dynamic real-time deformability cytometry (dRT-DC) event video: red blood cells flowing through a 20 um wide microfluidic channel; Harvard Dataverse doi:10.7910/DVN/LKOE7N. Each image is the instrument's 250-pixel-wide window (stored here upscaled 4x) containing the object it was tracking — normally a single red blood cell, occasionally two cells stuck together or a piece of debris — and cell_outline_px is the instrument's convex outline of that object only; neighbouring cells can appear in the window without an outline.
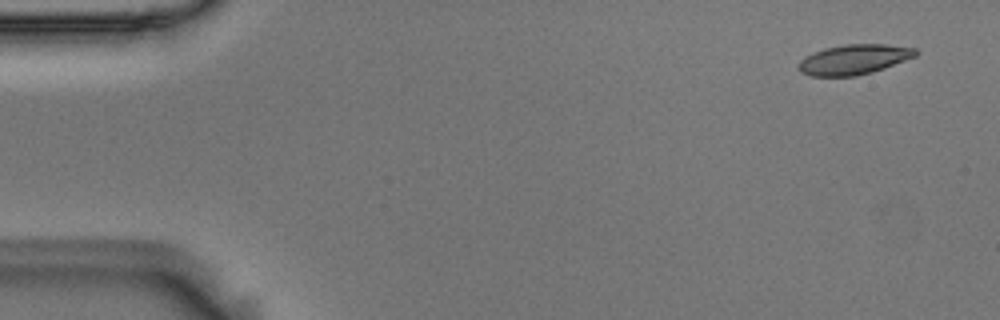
{"species": "Egyptian fruit bat (a non-hibernating species)", "species_latin": "Rousettus aegyptiacus", "temperature_condition": "room temperature", "stored_images_in_passage": 4, "camera_frame_rate_fps": 3000, "um_per_image_px": 0.085, "animal": {"sex": "male"}, "frame": {"image": 1, "passage_image": 1, "time_ms": 0.0, "image_size_px": [1000, 320], "cell_outline_px": [[920, 52], [916, 56], [884, 68], [872, 72], [856, 76], [812, 76], [800, 72], [796, 64], [804, 56], [812, 52], [824, 48], [844, 44], [884, 44], [916, 48]], "centroid_in_image_um": [72.56, 5.05], "position_along_channel_um": 12.4, "area_um2": 20.69}}
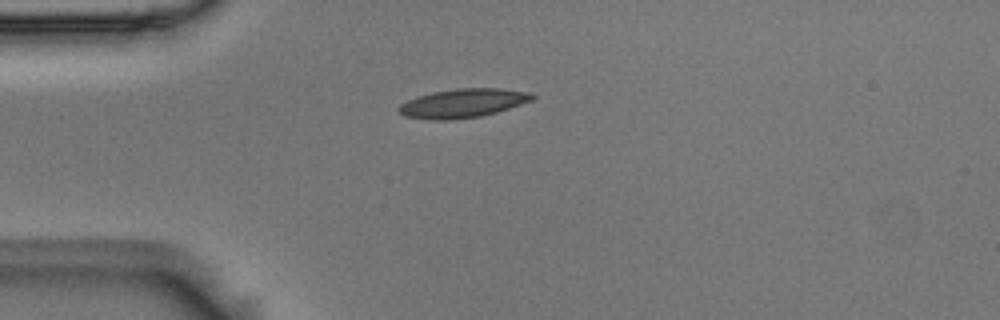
{"frame": {"image": 2, "passage_image": 4, "time_ms": 1.0, "image_size_px": [1000, 320], "cell_outline_px": [[536, 96], [532, 100], [496, 112], [480, 116], [448, 120], [432, 120], [404, 116], [396, 108], [400, 104], [416, 96], [432, 92], [456, 88], [500, 88], [532, 92]], "centroid_in_image_um": [39.33, 8.76], "position_along_channel_um": 45.7, "area_um2": 22.48}}